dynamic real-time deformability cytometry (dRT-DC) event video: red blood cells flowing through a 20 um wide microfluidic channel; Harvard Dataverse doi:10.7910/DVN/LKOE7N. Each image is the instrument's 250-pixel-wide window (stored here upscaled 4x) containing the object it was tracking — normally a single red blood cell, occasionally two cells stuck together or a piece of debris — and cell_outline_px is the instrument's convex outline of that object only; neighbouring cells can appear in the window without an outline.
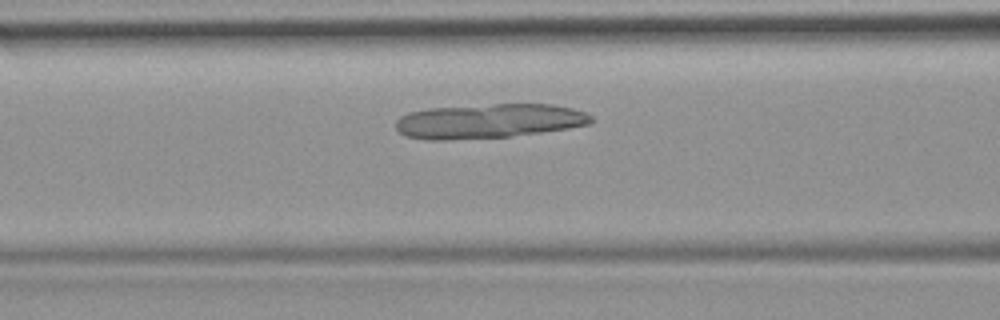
{"species": "common noctule bat (a hibernating species)", "species_latin": "Nyctalus noctula", "temperature_condition": "room temperature", "stored_images_in_passage": 32, "camera_frame_rate_fps": 3000, "um_per_image_px": 0.085, "animal": {"sex": "female", "body_mass_g": 19.9}, "frame": {"image": 1, "passage_image": 6, "time_ms": 1.667, "image_size_px": [1000, 320], "cell_outline_px": [[592, 120], [588, 124], [568, 128], [512, 136], [452, 140], [424, 140], [404, 136], [396, 128], [396, 120], [400, 116], [408, 112], [432, 108], [492, 104], [552, 104], [572, 108], [584, 112], [592, 116]], "centroid_in_image_um": [41.5, 10.29], "position_along_channel_um": 125.1, "area_um2": 39.3}}
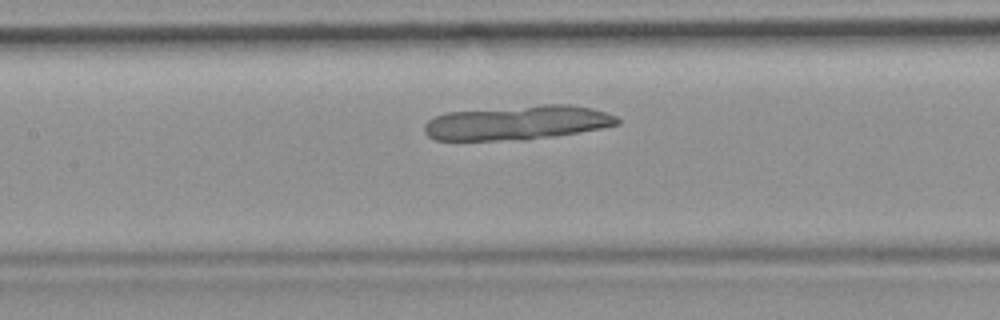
{"frame": {"image": 2, "passage_image": 9, "time_ms": 2.667, "image_size_px": [1000, 320], "cell_outline_px": [[620, 124], [604, 128], [528, 140], [436, 140], [428, 136], [424, 132], [424, 124], [428, 120], [436, 116], [448, 112], [540, 104], [572, 104], [592, 108], [616, 116], [620, 120]], "centroid_in_image_um": [43.99, 10.43], "position_along_channel_um": 163.4, "area_um2": 38.84}}
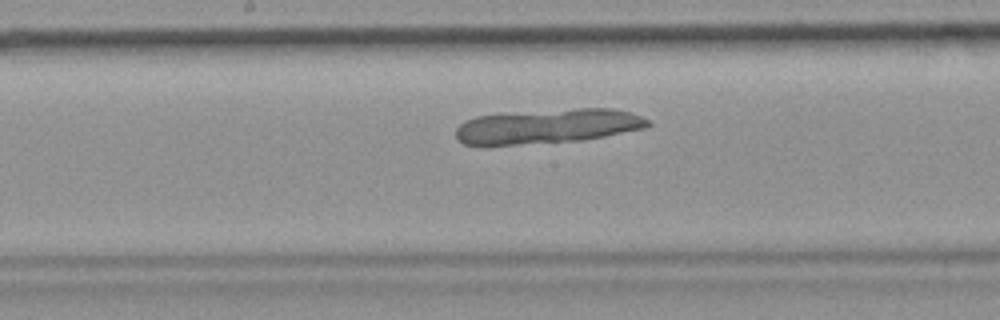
{"frame": {"image": 3, "passage_image": 12, "time_ms": 3.667, "image_size_px": [1000, 320], "cell_outline_px": [[652, 124], [644, 128], [584, 140], [516, 144], [464, 144], [456, 140], [456, 128], [464, 120], [476, 116], [576, 108], [612, 108], [628, 112], [640, 116], [648, 120]], "centroid_in_image_um": [46.56, 10.73], "position_along_channel_um": 201.6, "area_um2": 38.09}}